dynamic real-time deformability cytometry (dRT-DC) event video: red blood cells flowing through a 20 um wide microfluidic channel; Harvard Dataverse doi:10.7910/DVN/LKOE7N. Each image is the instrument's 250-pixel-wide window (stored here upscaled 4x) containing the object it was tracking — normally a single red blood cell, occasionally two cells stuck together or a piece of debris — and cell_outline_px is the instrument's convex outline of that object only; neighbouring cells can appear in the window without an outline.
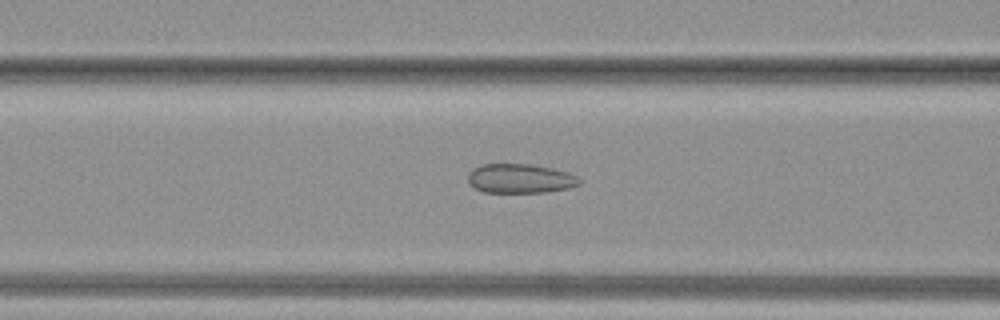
{"species": "common noctule bat (a hibernating species)", "species_latin": "Nyctalus noctula", "temperature_condition": "warm", "stored_images_in_passage": 31, "camera_frame_rate_fps": 3000, "um_per_image_px": 0.085, "animal": {"sex": "female", "body_mass_g": 19.3, "forearm_length_mm": 54.1}, "frame": {"image": 1, "passage_image": 8, "time_ms": 2.333, "image_size_px": [1000, 320], "cell_outline_px": [[580, 184], [568, 188], [548, 192], [484, 192], [468, 184], [468, 172], [472, 168], [480, 164], [532, 164], [552, 168], [568, 172], [580, 176]], "centroid_in_image_um": [44.21, 15.16], "position_along_channel_um": 122.4, "area_um2": 19.25}}
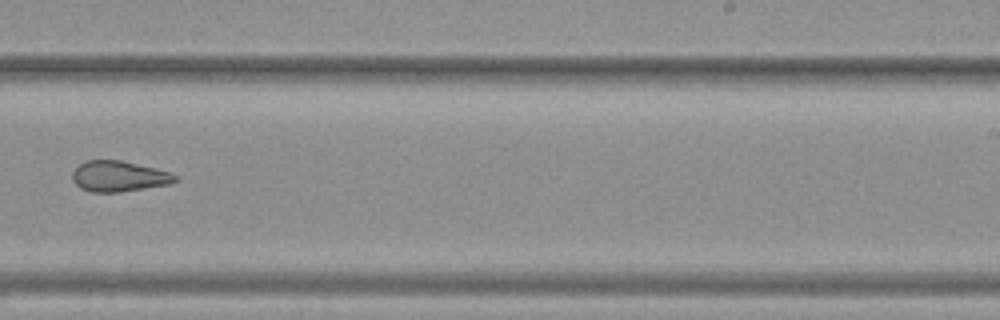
{"frame": {"image": 2, "passage_image": 17, "time_ms": 5.333, "image_size_px": [1000, 320], "cell_outline_px": [[180, 180], [172, 184], [120, 192], [92, 192], [80, 188], [72, 180], [72, 172], [84, 160], [120, 160], [168, 172], [176, 176]], "centroid_in_image_um": [10.09, 15.0], "position_along_channel_um": 278.9, "area_um2": 18.32}}
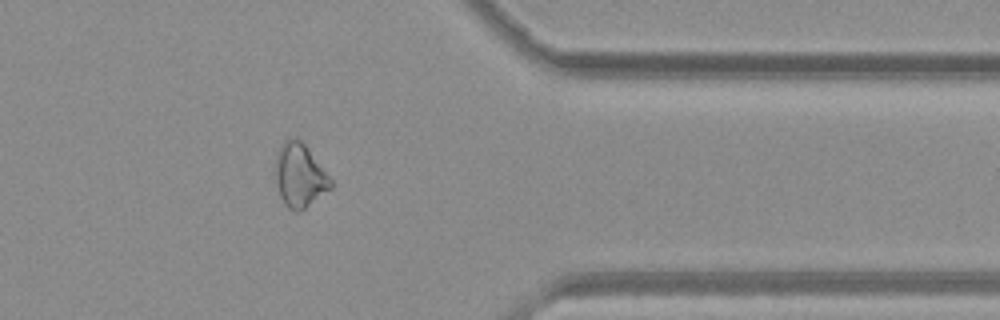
{"frame": {"image": 3, "passage_image": 24, "time_ms": 7.667, "image_size_px": [1000, 320], "cell_outline_px": [[332, 188], [300, 212], [296, 212], [288, 208], [284, 204], [280, 196], [276, 184], [276, 156], [280, 144], [284, 140], [292, 136], [296, 136], [304, 144], [332, 180]], "centroid_in_image_um": [25.46, 14.91], "position_along_channel_um": 385.9, "area_um2": 20.52}}